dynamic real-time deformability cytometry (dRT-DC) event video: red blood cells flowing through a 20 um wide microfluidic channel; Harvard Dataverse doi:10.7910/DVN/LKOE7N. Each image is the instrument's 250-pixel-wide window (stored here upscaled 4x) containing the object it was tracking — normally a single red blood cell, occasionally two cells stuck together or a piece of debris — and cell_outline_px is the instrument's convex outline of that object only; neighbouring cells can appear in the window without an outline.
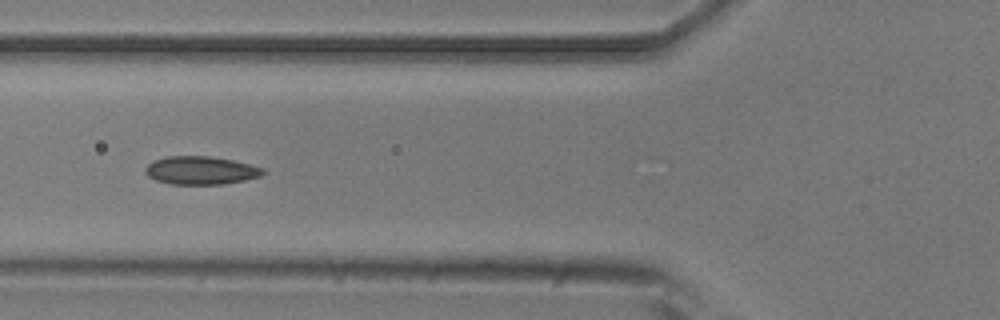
{"species": "common noctule bat (a hibernating species)", "species_latin": "Nyctalus noctula", "temperature_condition": "room temperature", "stored_images_in_passage": 7, "camera_frame_rate_fps": 3000, "um_per_image_px": 0.085, "animal": {"sex": "male", "body_mass_g": 20.5, "forearm_length_mm": 52.5}, "frame": {"image": 1, "passage_image": 5, "time_ms": 1.333, "image_size_px": [1000, 320], "cell_outline_px": [[264, 172], [260, 176], [244, 180], [224, 184], [172, 184], [156, 180], [148, 176], [144, 172], [144, 168], [148, 164], [156, 160], [168, 156], [208, 156], [232, 160], [264, 168]], "centroid_in_image_um": [17.05, 14.48], "position_along_channel_um": 108.8, "area_um2": 19.13}}
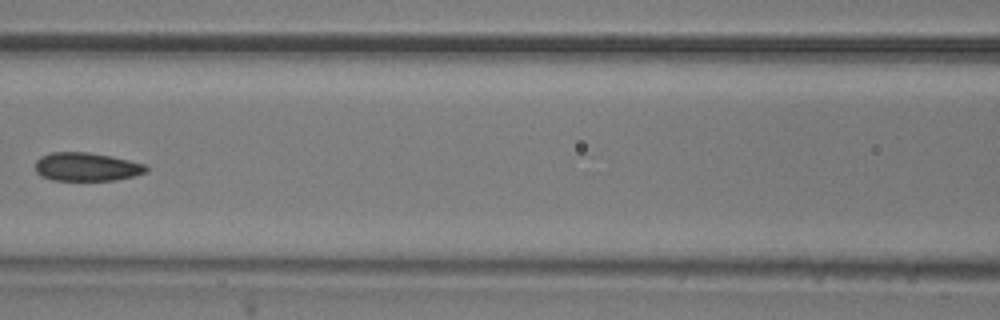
{"frame": {"image": 2, "passage_image": 6, "time_ms": 1.667, "image_size_px": [1000, 320], "cell_outline_px": [[148, 172], [116, 180], [52, 180], [40, 176], [36, 172], [36, 160], [40, 156], [52, 152], [88, 152], [112, 156], [144, 164], [148, 168]], "centroid_in_image_um": [7.34, 14.18], "position_along_channel_um": 159.3, "area_um2": 18.44}}
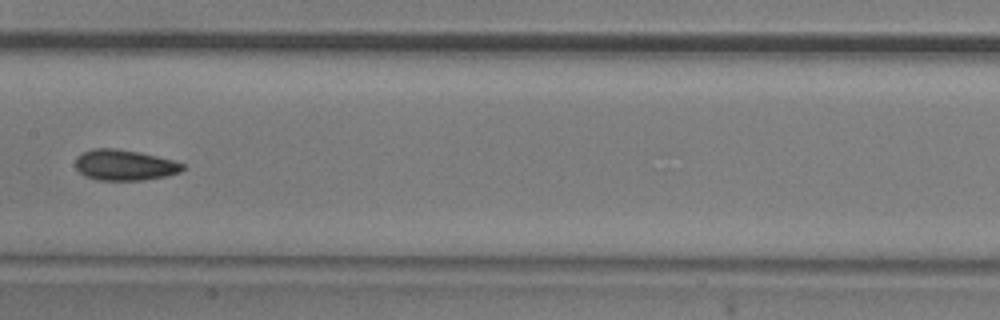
{"frame": {"image": 3, "passage_image": 7, "time_ms": 2.0, "image_size_px": [1000, 320], "cell_outline_px": [[184, 168], [180, 172], [168, 176], [144, 180], [96, 180], [84, 176], [76, 168], [76, 160], [84, 152], [92, 148], [116, 148], [140, 152], [172, 160], [184, 164]], "centroid_in_image_um": [10.6, 14.04], "position_along_channel_um": 196.8, "area_um2": 19.19}}